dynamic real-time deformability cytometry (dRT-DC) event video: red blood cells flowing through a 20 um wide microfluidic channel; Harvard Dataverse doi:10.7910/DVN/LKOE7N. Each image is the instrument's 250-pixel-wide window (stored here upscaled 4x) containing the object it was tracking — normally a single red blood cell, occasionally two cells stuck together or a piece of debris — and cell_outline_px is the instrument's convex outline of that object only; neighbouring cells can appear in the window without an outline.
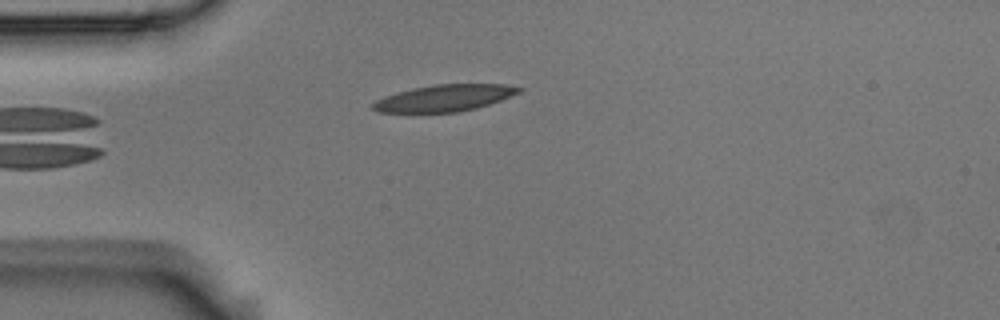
{"species": "Egyptian fruit bat (a non-hibernating species)", "species_latin": "Rousettus aegyptiacus", "temperature_condition": "room temperature", "stored_images_in_passage": 6, "camera_frame_rate_fps": 3000, "um_per_image_px": 0.085, "animal": {"sex": "male"}, "frame": {"image": 1, "passage_image": 6, "time_ms": 1.667, "image_size_px": [1000, 320], "cell_outline_px": [[524, 88], [520, 92], [500, 100], [476, 108], [456, 112], [376, 112], [372, 108], [372, 104], [376, 100], [384, 96], [396, 92], [412, 88], [436, 84], [504, 84]], "centroid_in_image_um": [37.75, 8.32], "position_along_channel_um": 47.2, "area_um2": 22.54}}